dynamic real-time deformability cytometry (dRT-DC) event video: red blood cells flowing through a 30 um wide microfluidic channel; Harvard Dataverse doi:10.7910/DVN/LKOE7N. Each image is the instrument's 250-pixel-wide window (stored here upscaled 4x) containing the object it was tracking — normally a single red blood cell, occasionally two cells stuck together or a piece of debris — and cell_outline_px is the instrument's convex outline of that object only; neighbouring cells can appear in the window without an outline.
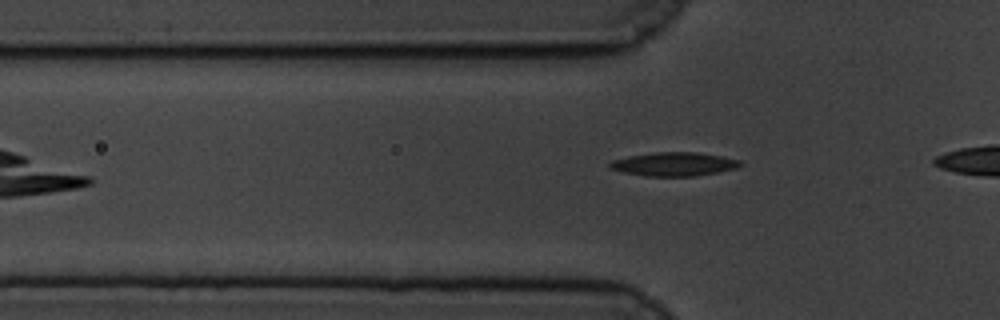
{"species": "common noctule bat (a hibernating species)", "species_latin": "Nyctalus noctula", "temperature_condition": "cold", "stored_images_in_passage": 14, "camera_frame_rate_fps": 3000, "um_per_image_px": 0.085, "animal": {"sex": "male", "body_mass_g": 19.5, "forearm_length_mm": 54.6}, "frame": {"image": 1, "passage_image": 7, "time_ms": 2.0, "image_size_px": [1000, 320], "cell_outline_px": [[744, 164], [736, 168], [716, 172], [692, 176], [644, 176], [624, 172], [608, 168], [608, 164], [612, 160], [628, 156], [656, 152], [696, 152], [720, 156], [740, 160]], "centroid_in_image_um": [57.26, 13.95], "position_along_channel_um": 68.5, "area_um2": 17.92}}
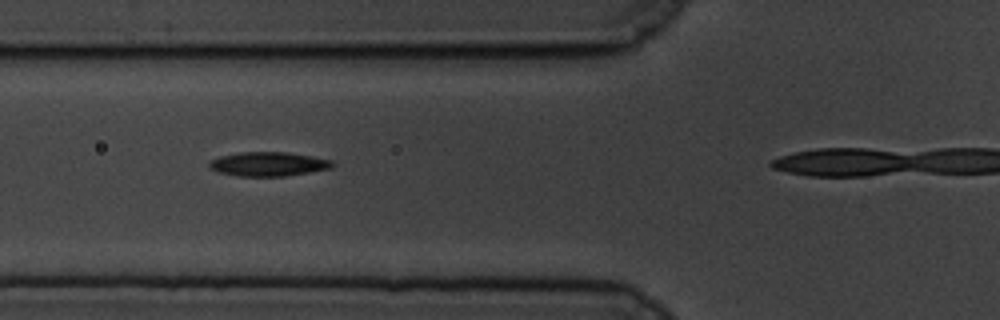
{"frame": {"image": 2, "passage_image": 10, "time_ms": 3.0, "image_size_px": [1000, 320], "cell_outline_px": [[336, 164], [332, 168], [284, 176], [236, 176], [220, 172], [208, 168], [208, 164], [212, 160], [220, 156], [240, 152], [288, 152], [312, 156], [332, 160]], "centroid_in_image_um": [22.82, 13.94], "position_along_channel_um": 103.0, "area_um2": 17.34}}